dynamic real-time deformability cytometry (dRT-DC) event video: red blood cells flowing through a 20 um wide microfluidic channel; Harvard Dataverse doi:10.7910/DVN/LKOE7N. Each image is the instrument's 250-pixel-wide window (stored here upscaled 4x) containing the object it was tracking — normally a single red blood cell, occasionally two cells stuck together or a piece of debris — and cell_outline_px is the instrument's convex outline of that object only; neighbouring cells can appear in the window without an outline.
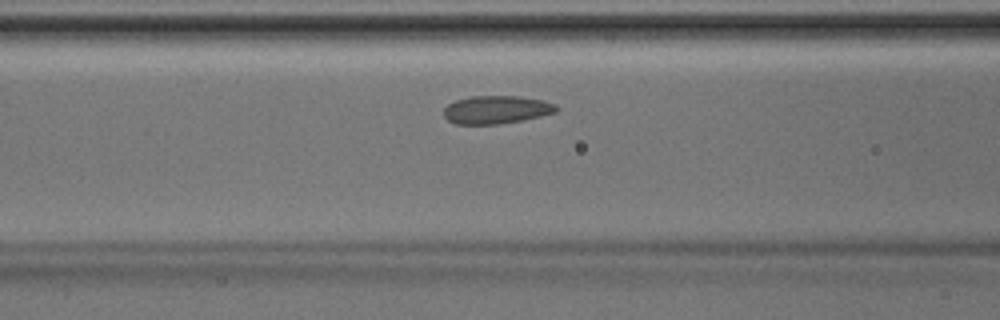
{"species": "Egyptian fruit bat (a non-hibernating species)", "species_latin": "Rousettus aegyptiacus", "temperature_condition": "room temperature", "stored_images_in_passage": 38, "camera_frame_rate_fps": 3000, "um_per_image_px": 0.085, "animal": {"sex": "male"}, "frame": {"image": 1, "passage_image": 10, "time_ms": 3.0, "image_size_px": [1000, 320], "cell_outline_px": [[560, 108], [556, 112], [540, 116], [520, 120], [496, 124], [456, 124], [448, 120], [444, 116], [444, 108], [448, 104], [456, 100], [472, 96], [516, 96], [544, 100], [556, 104]], "centroid_in_image_um": [42.2, 9.31], "position_along_channel_um": 124.4, "area_um2": 18.32}}
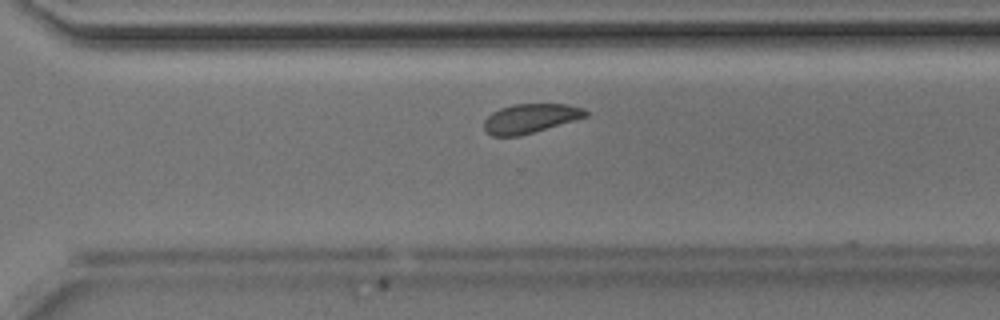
{"frame": {"image": 2, "passage_image": 24, "time_ms": 7.667, "image_size_px": [1000, 320], "cell_outline_px": [[588, 116], [576, 120], [520, 136], [492, 136], [484, 132], [484, 120], [492, 112], [500, 108], [516, 104], [568, 104], [584, 108], [588, 112]], "centroid_in_image_um": [45.08, 10.07], "position_along_channel_um": 325.5, "area_um2": 17.46}}
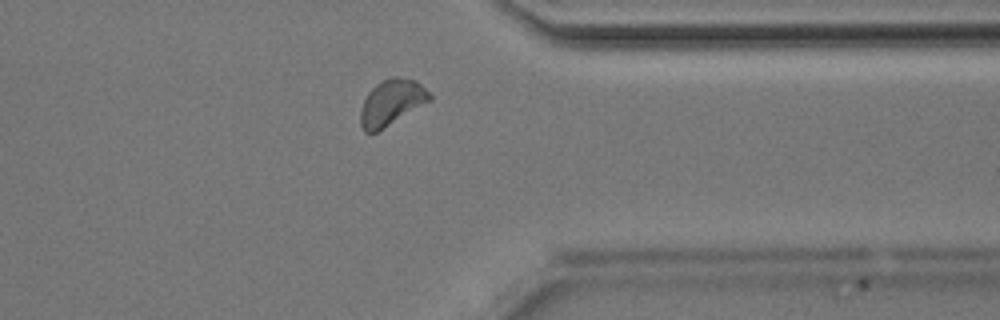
{"frame": {"image": 3, "passage_image": 28, "time_ms": 9.0, "image_size_px": [1000, 320], "cell_outline_px": [[432, 100], [376, 132], [364, 132], [360, 124], [360, 108], [368, 92], [376, 84], [392, 76], [400, 76], [416, 80], [432, 96]], "centroid_in_image_um": [33.27, 8.7], "position_along_channel_um": 378.1, "area_um2": 18.38}}